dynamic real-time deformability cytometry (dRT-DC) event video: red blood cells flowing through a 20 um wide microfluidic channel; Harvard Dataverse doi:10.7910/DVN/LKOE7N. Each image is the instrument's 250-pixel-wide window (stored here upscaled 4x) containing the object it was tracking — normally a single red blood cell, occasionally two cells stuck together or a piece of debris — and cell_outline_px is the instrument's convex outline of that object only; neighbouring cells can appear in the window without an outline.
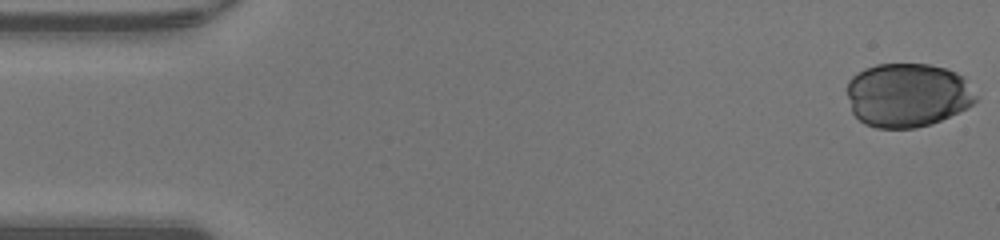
{"species": "human", "species_latin": "Homo sapiens", "temperature_condition": "warm", "stored_images_in_passage": 38, "camera_frame_rate_fps": 3000, "um_per_image_px": 0.085, "donor": {"sex": "male"}, "frame": {"image": 1, "passage_image": 1, "time_ms": 0.0, "image_size_px": [1000, 240], "cell_outline_px": [[976, 100], [968, 108], [932, 124], [916, 128], [876, 128], [864, 124], [852, 112], [848, 96], [848, 80], [856, 72], [864, 68], [876, 64], [928, 64], [944, 68], [956, 72], [964, 76], [976, 96]], "centroid_in_image_um": [77.14, 8.08], "position_along_channel_um": 7.9, "area_um2": 48.26}}
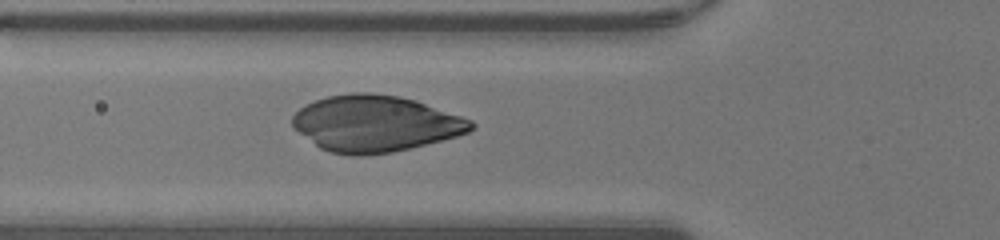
{"frame": {"image": 2, "passage_image": 17, "time_ms": 5.333, "image_size_px": [1000, 240], "cell_outline_px": [[476, 124], [468, 132], [456, 136], [392, 152], [364, 156], [352, 156], [328, 152], [320, 148], [300, 132], [292, 124], [292, 116], [304, 104], [328, 96], [352, 92], [372, 92], [396, 96], [416, 100], [472, 120]], "centroid_in_image_um": [31.88, 10.5], "position_along_channel_um": 93.9, "area_um2": 58.32}}
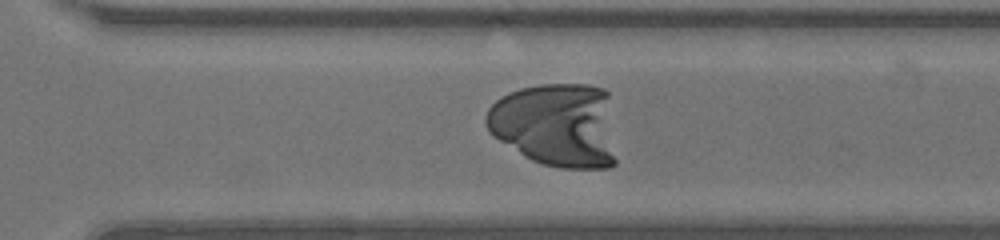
{"frame": {"image": 3, "passage_image": 33, "time_ms": 10.667, "image_size_px": [1000, 240], "cell_outline_px": [[616, 164], [608, 168], [560, 168], [540, 164], [524, 156], [492, 136], [488, 132], [484, 120], [484, 116], [488, 108], [496, 100], [520, 88], [540, 84], [588, 84], [604, 88], [608, 92], [616, 160]], "centroid_in_image_um": [47.28, 10.62], "position_along_channel_um": 323.3, "area_um2": 64.68}}